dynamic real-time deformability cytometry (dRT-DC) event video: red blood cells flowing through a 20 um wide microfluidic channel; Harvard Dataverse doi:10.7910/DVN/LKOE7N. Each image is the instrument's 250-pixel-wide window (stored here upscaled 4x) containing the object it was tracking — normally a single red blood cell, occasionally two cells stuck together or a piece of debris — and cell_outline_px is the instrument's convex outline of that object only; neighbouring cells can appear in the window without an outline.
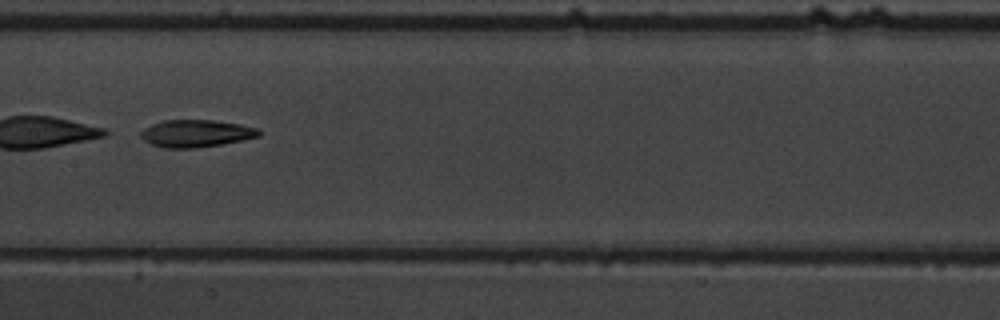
{"species": "common noctule bat (a hibernating species)", "species_latin": "Nyctalus noctula", "temperature_condition": "warm", "stored_images_in_passage": 9, "camera_frame_rate_fps": 3000, "um_per_image_px": 0.085, "animal": {"sex": "male", "body_mass_g": 19.5, "forearm_length_mm": 54.6}, "frame": {"image": 1, "passage_image": 9, "time_ms": 9.333, "image_size_px": [1000, 320], "cell_outline_px": [[264, 132], [260, 136], [220, 144], [196, 148], [160, 148], [144, 140], [140, 136], [140, 132], [144, 128], [152, 124], [164, 120], [212, 120], [240, 124], [256, 128]], "centroid_in_image_um": [16.65, 11.34], "position_along_channel_um": 190.8, "area_um2": 18.79}}